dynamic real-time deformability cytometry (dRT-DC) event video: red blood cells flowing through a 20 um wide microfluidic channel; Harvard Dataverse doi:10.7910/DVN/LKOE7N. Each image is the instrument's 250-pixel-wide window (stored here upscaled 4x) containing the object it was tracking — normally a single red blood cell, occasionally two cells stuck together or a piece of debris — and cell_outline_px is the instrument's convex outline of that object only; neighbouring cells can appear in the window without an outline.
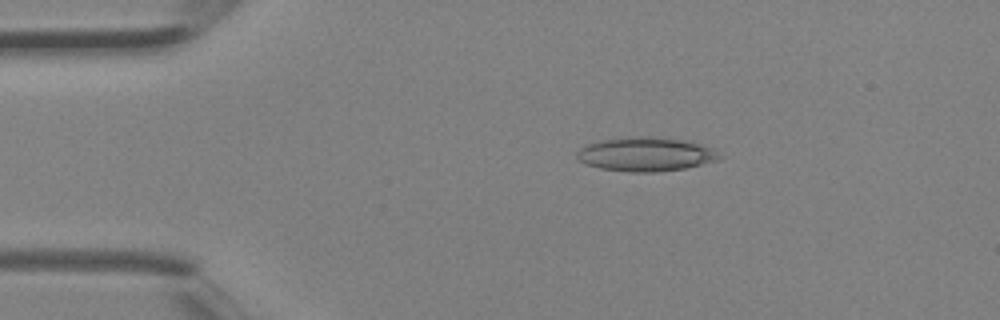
{"species": "Egyptian fruit bat (a non-hibernating species)", "species_latin": "Rousettus aegyptiacus", "temperature_condition": "room temperature", "stored_images_in_passage": 3, "camera_frame_rate_fps": 3000, "um_per_image_px": 0.085, "animal": {"sex": "female"}, "frame": {"image": 1, "passage_image": 1, "time_ms": 0.0, "image_size_px": [1000, 320], "cell_outline_px": [[724, 156], [720, 160], [684, 168], [656, 172], [628, 172], [600, 168], [588, 164], [580, 160], [576, 156], [576, 152], [584, 144], [600, 140], [628, 136], [648, 136], [680, 140], [700, 144], [712, 148]], "centroid_in_image_um": [54.88, 13.1], "position_along_channel_um": 30.1, "area_um2": 28.32}}